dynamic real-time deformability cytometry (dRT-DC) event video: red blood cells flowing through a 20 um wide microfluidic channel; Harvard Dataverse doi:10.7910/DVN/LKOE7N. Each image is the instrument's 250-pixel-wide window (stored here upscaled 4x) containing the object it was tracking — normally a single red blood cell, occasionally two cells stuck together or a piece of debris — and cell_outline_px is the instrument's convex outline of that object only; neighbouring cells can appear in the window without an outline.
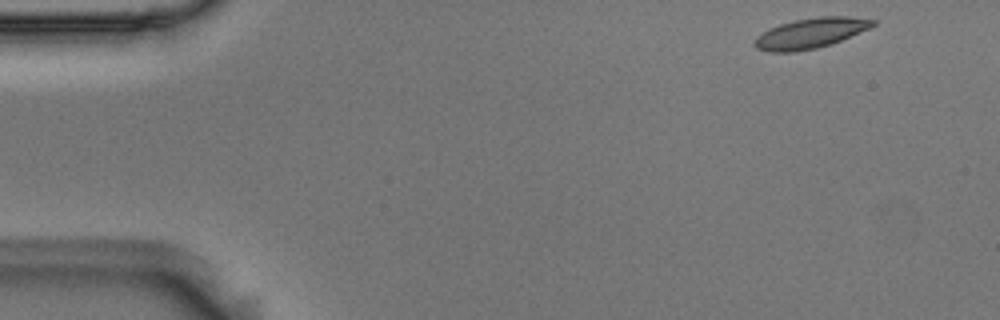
{"species": "Egyptian fruit bat (a non-hibernating species)", "species_latin": "Rousettus aegyptiacus", "temperature_condition": "room temperature", "stored_images_in_passage": 52, "camera_frame_rate_fps": 3000, "um_per_image_px": 0.085, "animal": {"sex": "male"}, "frame": {"image": 1, "passage_image": 1, "time_ms": 0.0, "image_size_px": [1000, 320], "cell_outline_px": [[876, 24], [872, 28], [832, 44], [816, 48], [792, 52], [768, 52], [756, 48], [752, 44], [752, 40], [756, 36], [768, 28], [780, 24], [796, 20], [820, 16], [848, 16], [876, 20]], "centroid_in_image_um": [68.89, 2.82], "position_along_channel_um": 16.1, "area_um2": 21.15}}
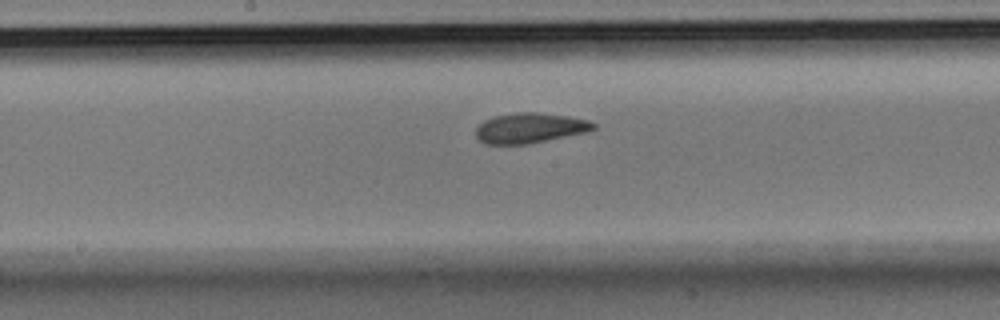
{"frame": {"image": 2, "passage_image": 25, "time_ms": 8.0, "image_size_px": [1000, 320], "cell_outline_px": [[596, 128], [588, 132], [528, 144], [488, 144], [480, 140], [476, 136], [476, 128], [484, 120], [496, 116], [516, 112], [536, 112], [568, 116], [588, 120], [596, 124]], "centroid_in_image_um": [45.07, 10.88], "position_along_channel_um": 203.1, "area_um2": 20.63}}
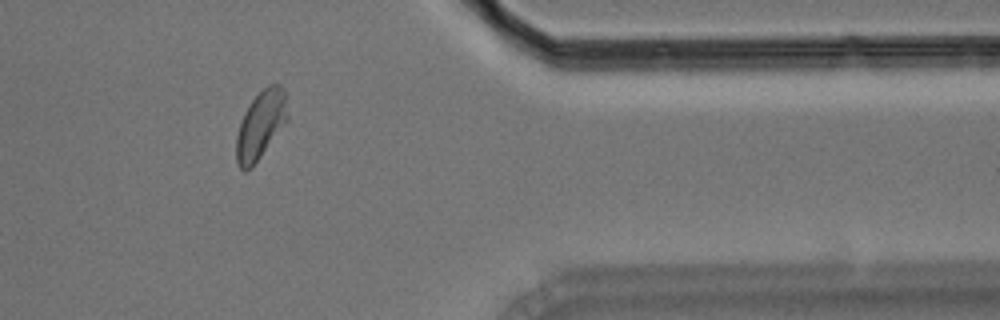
{"frame": {"image": 3, "passage_image": 42, "time_ms": 13.667, "image_size_px": [1000, 320], "cell_outline_px": [[288, 120], [252, 168], [244, 172], [240, 168], [236, 160], [236, 136], [240, 120], [244, 112], [252, 100], [268, 84], [280, 84], [284, 92], [288, 116]], "centroid_in_image_um": [22.14, 10.65], "position_along_channel_um": 389.3, "area_um2": 20.29}, "authors_computed_cell_mechanics": {"area_um2": 20.6635, "velocity_mm_per_s": 3.6246, "shape_relaxation_time_tau1_ms": 5.8737, "shape_relaxation_time_tau2_ms": 2.1218, "deformation_change_tau1": 0.1691, "deformation_change_tau2": 0.0893}}